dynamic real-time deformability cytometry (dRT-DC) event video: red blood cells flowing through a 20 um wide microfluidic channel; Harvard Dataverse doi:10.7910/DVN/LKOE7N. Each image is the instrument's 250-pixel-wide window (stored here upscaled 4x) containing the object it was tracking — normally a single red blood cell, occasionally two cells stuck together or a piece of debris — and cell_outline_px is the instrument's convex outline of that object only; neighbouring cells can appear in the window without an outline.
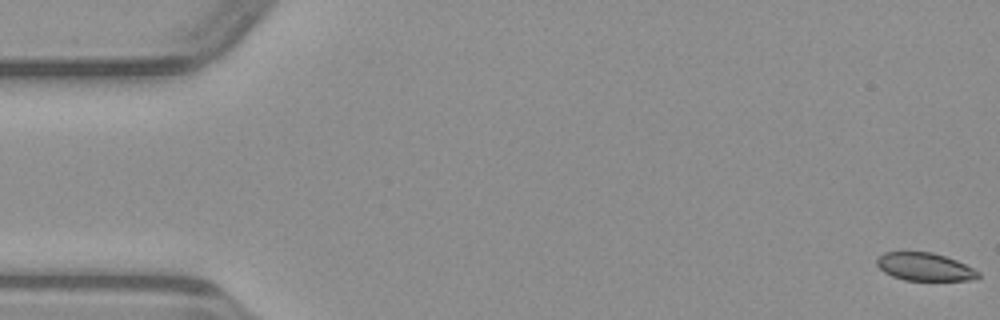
{"species": "common noctule bat (a hibernating species)", "species_latin": "Nyctalus noctula", "temperature_condition": "warm", "stored_images_in_passage": 45, "camera_frame_rate_fps": 3000, "um_per_image_px": 0.085, "animal": {"sex": "male", "body_mass_g": 23.1, "forearm_length_mm": 52.7}, "frame": {"image": 1, "passage_image": 1, "time_ms": 0.0, "image_size_px": [1000, 320], "cell_outline_px": [[980, 276], [976, 280], [904, 280], [892, 276], [884, 272], [876, 264], [876, 260], [884, 252], [932, 252], [956, 260], [980, 272]], "centroid_in_image_um": [78.6, 22.68], "position_along_channel_um": 6.4, "area_um2": 16.42}}
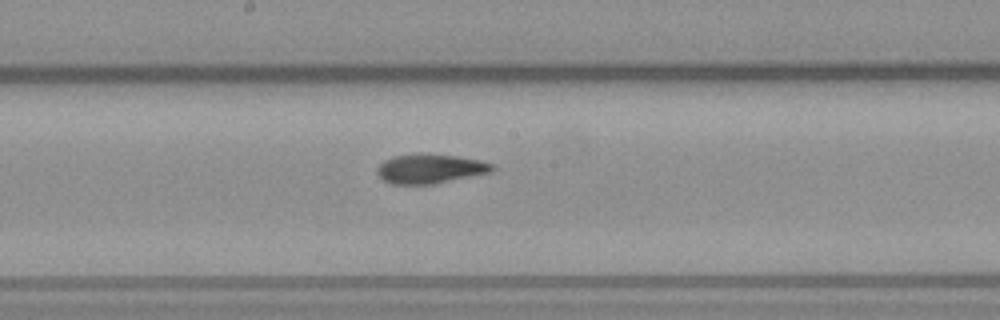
{"frame": {"image": 2, "passage_image": 26, "time_ms": 8.333, "image_size_px": [1000, 320], "cell_outline_px": [[496, 168], [492, 172], [432, 184], [392, 184], [384, 180], [376, 172], [376, 168], [384, 160], [392, 156], [420, 152], [424, 152], [456, 156], [480, 160], [496, 164]], "centroid_in_image_um": [36.57, 14.31], "position_along_channel_um": 211.6, "area_um2": 20.06}}
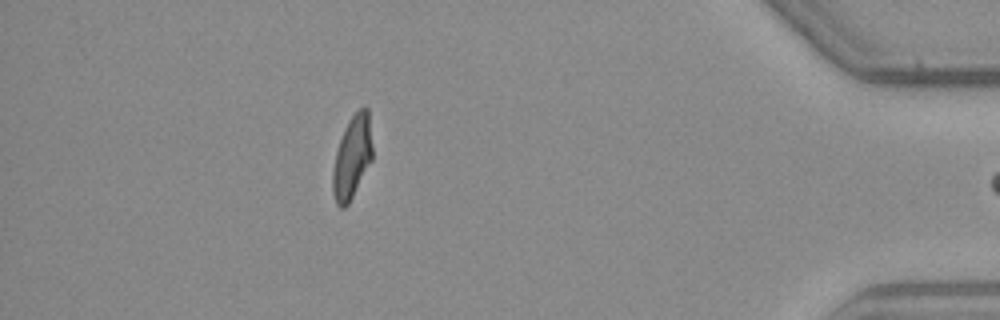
{"frame": {"image": 3, "passage_image": 44, "time_ms": 14.333, "image_size_px": [1000, 320], "cell_outline_px": [[372, 160], [348, 204], [344, 208], [340, 208], [336, 204], [332, 192], [332, 172], [336, 152], [344, 128], [348, 120], [364, 104], [368, 108], [372, 144]], "centroid_in_image_um": [29.92, 13.35], "position_along_channel_um": 405.3, "area_um2": 19.19}}